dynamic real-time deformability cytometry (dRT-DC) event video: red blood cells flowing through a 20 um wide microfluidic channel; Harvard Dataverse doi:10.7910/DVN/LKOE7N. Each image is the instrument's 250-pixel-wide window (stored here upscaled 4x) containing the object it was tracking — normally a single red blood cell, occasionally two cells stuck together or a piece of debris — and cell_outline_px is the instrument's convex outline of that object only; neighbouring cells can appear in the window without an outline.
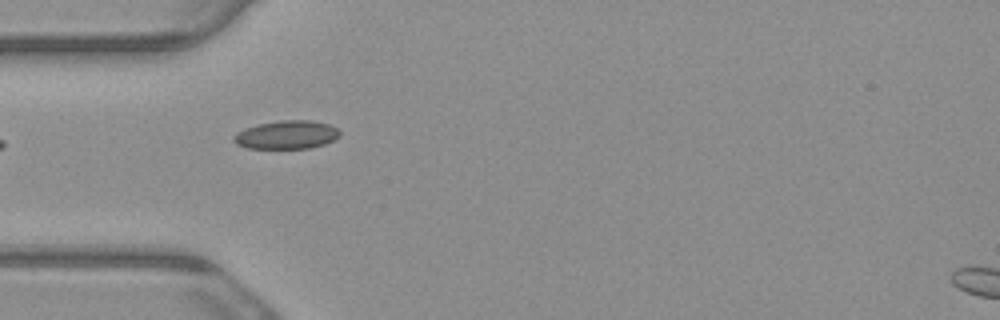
{"species": "common noctule bat (a hibernating species)", "species_latin": "Nyctalus noctula", "temperature_condition": "warm", "stored_images_in_passage": 8, "camera_frame_rate_fps": 3000, "um_per_image_px": 0.085, "animal": {"sex": "male", "body_mass_g": 23.1, "forearm_length_mm": 52.7}, "frame": {"image": 1, "passage_image": 5, "time_ms": 1.333, "image_size_px": [1000, 320], "cell_outline_px": [[340, 136], [324, 144], [308, 148], [248, 148], [236, 144], [232, 140], [232, 136], [236, 132], [244, 128], [260, 124], [280, 120], [312, 120], [328, 124], [336, 128], [340, 132]], "centroid_in_image_um": [24.33, 11.45], "position_along_channel_um": 60.7, "area_um2": 17.51}}
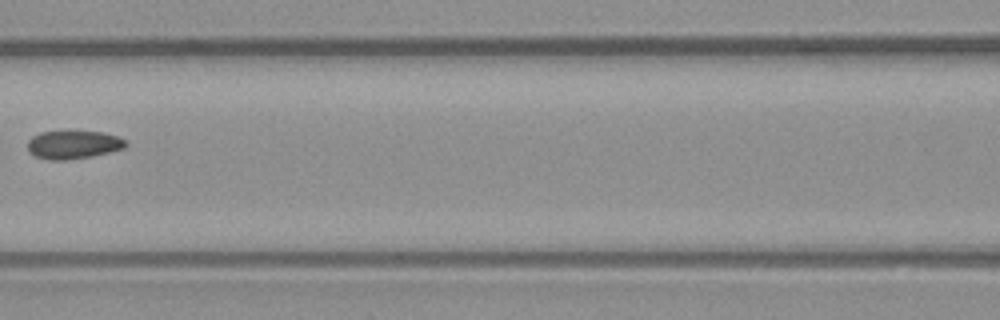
{"frame": {"image": 2, "passage_image": 7, "time_ms": 2.0, "image_size_px": [1000, 320], "cell_outline_px": [[128, 144], [124, 148], [92, 156], [64, 160], [52, 160], [36, 156], [28, 152], [28, 140], [32, 136], [40, 132], [104, 132], [128, 140]], "centroid_in_image_um": [6.24, 12.3], "position_along_channel_um": 160.4, "area_um2": 16.01}}
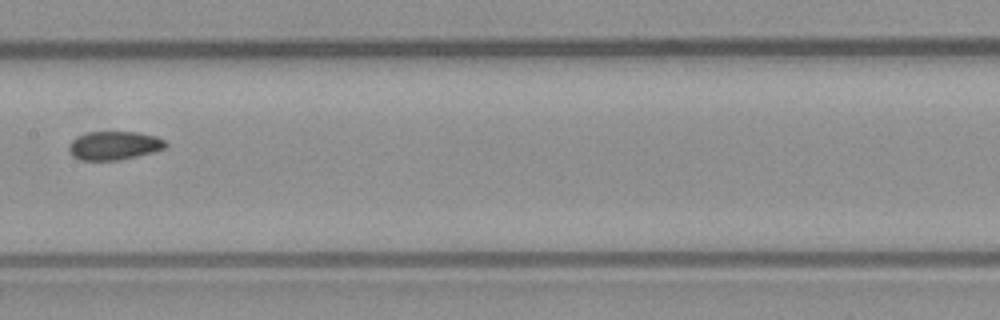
{"frame": {"image": 3, "passage_image": 8, "time_ms": 2.333, "image_size_px": [1000, 320], "cell_outline_px": [[168, 144], [164, 148], [152, 152], [120, 160], [80, 160], [72, 156], [68, 152], [68, 144], [76, 136], [88, 132], [136, 132], [156, 136], [164, 140]], "centroid_in_image_um": [9.65, 12.37], "position_along_channel_um": 197.7, "area_um2": 16.18}}